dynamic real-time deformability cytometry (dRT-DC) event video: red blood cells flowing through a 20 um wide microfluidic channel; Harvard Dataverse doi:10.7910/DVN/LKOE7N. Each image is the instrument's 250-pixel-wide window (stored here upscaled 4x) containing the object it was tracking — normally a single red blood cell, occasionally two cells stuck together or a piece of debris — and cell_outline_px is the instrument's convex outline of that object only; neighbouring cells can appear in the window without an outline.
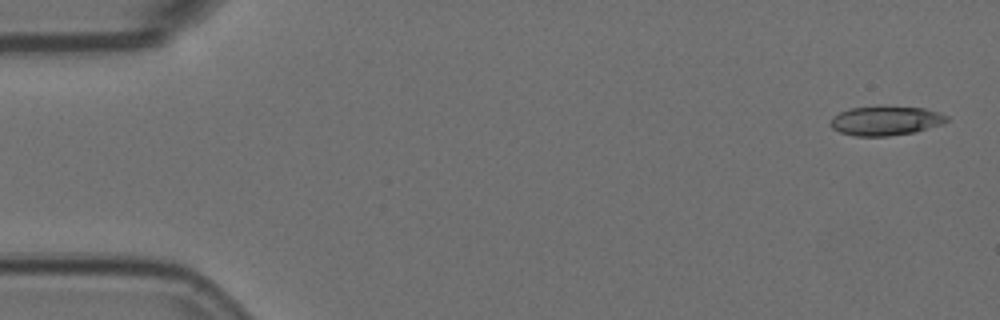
{"species": "Egyptian fruit bat (a non-hibernating species)", "species_latin": "Rousettus aegyptiacus", "temperature_condition": "room temperature", "stored_images_in_passage": 5, "camera_frame_rate_fps": 3000, "um_per_image_px": 0.085, "animal": {"sex": "female"}, "frame": {"image": 1, "passage_image": 1, "time_ms": 0.0, "image_size_px": [1000, 320], "cell_outline_px": [[948, 120], [944, 124], [916, 132], [888, 136], [856, 136], [840, 132], [832, 128], [828, 124], [832, 116], [840, 112], [852, 108], [880, 104], [924, 108], [940, 112], [948, 116]], "centroid_in_image_um": [75.29, 10.23], "position_along_channel_um": 9.7, "area_um2": 20.58}}
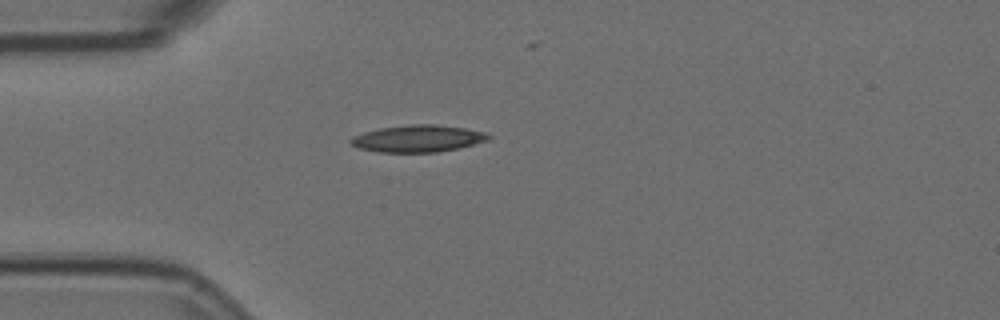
{"frame": {"image": 2, "passage_image": 4, "time_ms": 1.0, "image_size_px": [1000, 320], "cell_outline_px": [[492, 136], [488, 140], [460, 148], [436, 152], [376, 152], [360, 148], [352, 144], [348, 140], [352, 136], [364, 132], [380, 128], [408, 124], [432, 124], [464, 128], [488, 132]], "centroid_in_image_um": [35.54, 11.77], "position_along_channel_um": 49.5, "area_um2": 21.73}}